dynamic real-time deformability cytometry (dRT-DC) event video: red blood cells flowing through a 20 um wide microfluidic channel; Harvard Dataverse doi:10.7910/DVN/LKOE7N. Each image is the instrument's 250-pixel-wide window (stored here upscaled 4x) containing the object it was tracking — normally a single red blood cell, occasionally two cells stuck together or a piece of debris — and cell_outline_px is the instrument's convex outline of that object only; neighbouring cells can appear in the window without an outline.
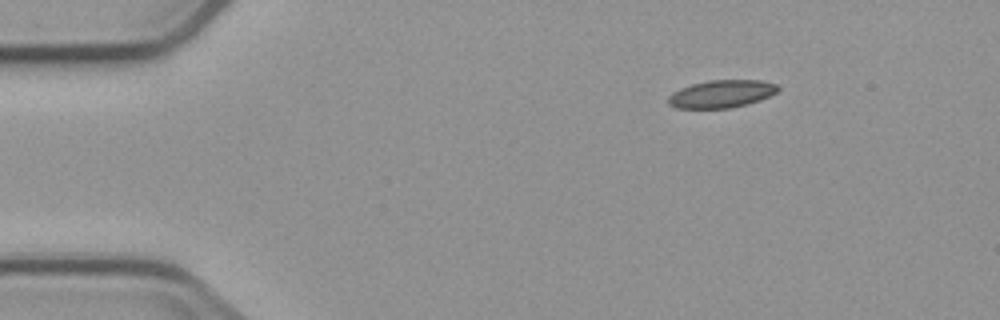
{"species": "common noctule bat (a hibernating species)", "species_latin": "Nyctalus noctula", "temperature_condition": "cold", "stored_images_in_passage": 4, "segment_of_instrument_passage": [1, 2], "camera_frame_rate_fps": 3000, "um_per_image_px": 0.085, "animal": {"sex": "male", "body_mass_g": 23.1, "forearm_length_mm": 52.7}, "frame": {"image": 1, "passage_image": 1, "time_ms": 0.0, "image_size_px": [1000, 320], "cell_outline_px": [[780, 88], [776, 92], [760, 100], [732, 108], [676, 108], [668, 104], [668, 96], [672, 92], [680, 88], [692, 84], [708, 80], [760, 80], [776, 84]], "centroid_in_image_um": [61.3, 7.98], "position_along_channel_um": 23.7, "area_um2": 17.69}}